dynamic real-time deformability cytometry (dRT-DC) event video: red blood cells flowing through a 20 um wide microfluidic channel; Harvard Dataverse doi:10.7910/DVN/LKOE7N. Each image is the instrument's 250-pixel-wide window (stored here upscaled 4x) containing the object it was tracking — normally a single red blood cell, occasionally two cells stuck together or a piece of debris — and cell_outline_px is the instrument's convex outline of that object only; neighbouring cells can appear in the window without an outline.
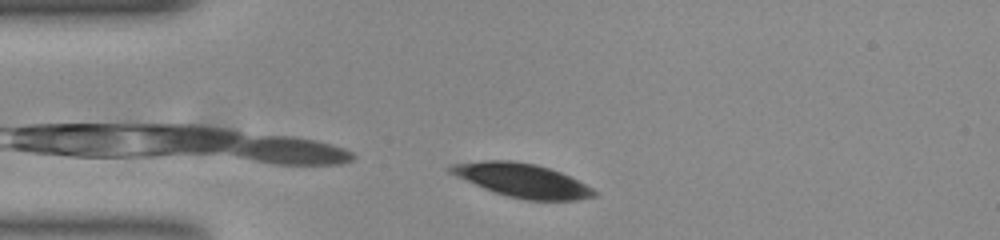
{"species": "common noctule bat (a hibernating species)", "species_latin": "Nyctalus noctula", "temperature_condition": "room temperature", "stored_images_in_passage": 32, "camera_frame_rate_fps": 3000, "um_per_image_px": 0.085, "animal": {"sex": "female", "body_mass_g": 23.0, "forearm_length_mm": 53.4}, "frame": {"image": 1, "passage_image": 2, "time_ms": 0.333, "image_size_px": [1000, 240], "cell_outline_px": [[596, 196], [576, 200], [528, 200], [508, 196], [484, 188], [456, 176], [448, 172], [448, 168], [452, 164], [488, 160], [508, 160], [536, 164], [560, 172], [592, 188], [596, 192]], "centroid_in_image_um": [44.38, 15.33], "position_along_channel_um": 40.6, "area_um2": 27.69}}
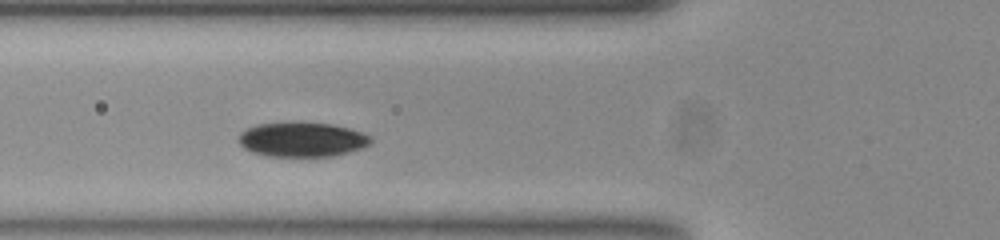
{"frame": {"image": 2, "passage_image": 9, "time_ms": 2.667, "image_size_px": [1000, 240], "cell_outline_px": [[372, 140], [368, 144], [360, 148], [332, 156], [268, 156], [252, 152], [244, 148], [240, 144], [240, 132], [248, 128], [260, 124], [332, 124], [348, 128], [360, 132], [368, 136]], "centroid_in_image_um": [25.65, 11.88], "position_along_channel_um": 100.1, "area_um2": 25.61}}
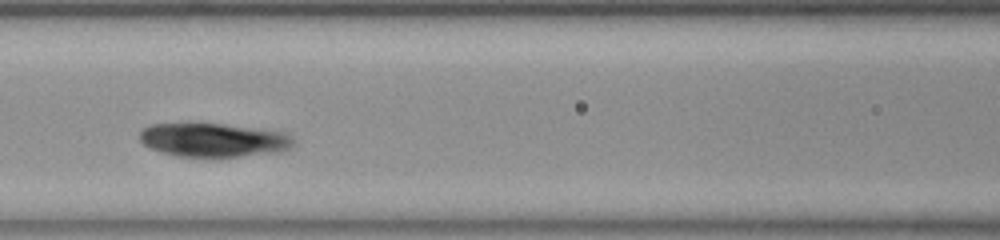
{"frame": {"image": 3, "passage_image": 13, "time_ms": 4.0, "image_size_px": [1000, 240], "cell_outline_px": [[292, 144], [288, 148], [272, 152], [240, 156], [176, 156], [152, 148], [144, 144], [140, 140], [140, 132], [148, 124], [220, 124], [284, 132], [292, 140]], "centroid_in_image_um": [18.07, 11.89], "position_along_channel_um": 148.5, "area_um2": 29.25}}